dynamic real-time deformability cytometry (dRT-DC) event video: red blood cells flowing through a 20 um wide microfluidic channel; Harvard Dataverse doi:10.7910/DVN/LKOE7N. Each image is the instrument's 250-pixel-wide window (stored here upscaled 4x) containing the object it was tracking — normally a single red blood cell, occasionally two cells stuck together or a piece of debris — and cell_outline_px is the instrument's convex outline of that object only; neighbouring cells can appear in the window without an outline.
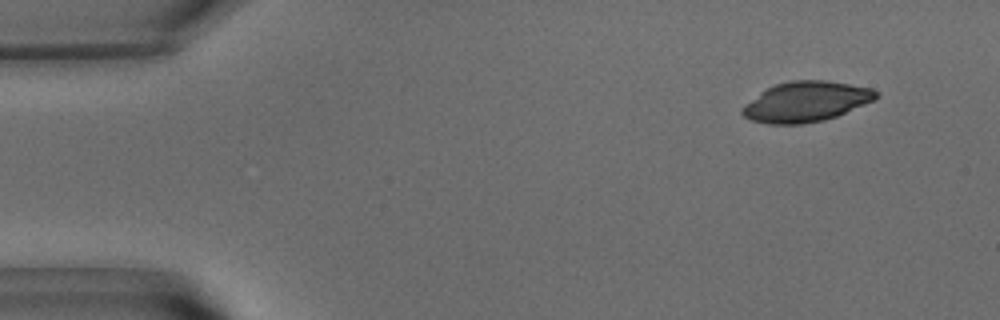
{"species": "common noctule bat (a hibernating species)", "species_latin": "Nyctalus noctula", "temperature_condition": "warm", "stored_images_in_passage": 3, "camera_frame_rate_fps": 3000, "um_per_image_px": 0.085, "animal": {"sex": "male", "body_mass_g": 15.6}, "frame": {"image": 1, "passage_image": 1, "time_ms": 0.0, "image_size_px": [1000, 320], "cell_outline_px": [[872, 96], [840, 112], [828, 116], [808, 120], [768, 120], [844, 88], [852, 88], [872, 92]], "centroid_in_image_um": [70.27, 8.95], "position_along_channel_um": 14.7, "area_um2": 10.46}}